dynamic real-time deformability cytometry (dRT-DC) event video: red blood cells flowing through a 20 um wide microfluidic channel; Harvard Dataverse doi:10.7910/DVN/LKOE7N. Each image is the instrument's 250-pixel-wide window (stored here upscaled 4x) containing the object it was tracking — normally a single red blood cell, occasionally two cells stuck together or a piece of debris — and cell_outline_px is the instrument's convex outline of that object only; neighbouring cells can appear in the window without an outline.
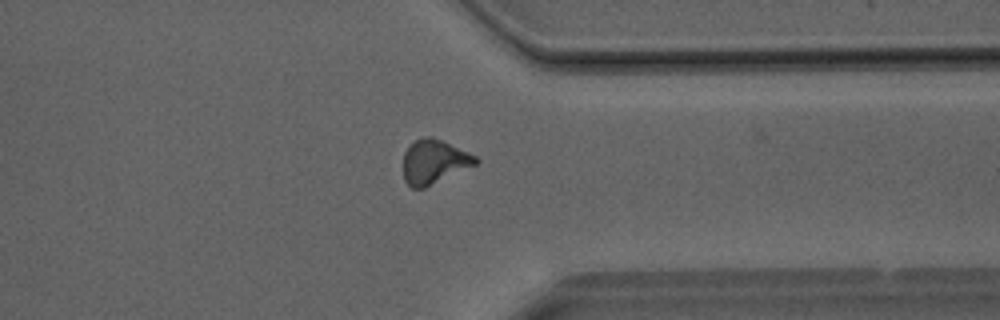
{"species": "Egyptian fruit bat (a non-hibernating species)", "species_latin": "Rousettus aegyptiacus", "temperature_condition": "room temperature", "stored_images_in_passage": 33, "camera_frame_rate_fps": 3000, "um_per_image_px": 0.085, "animal": {"sex": "male"}, "frame": {"image": 1, "passage_image": 32, "time_ms": 10.333, "image_size_px": [1000, 320], "cell_outline_px": [[480, 160], [476, 164], [424, 188], [412, 188], [404, 180], [404, 152], [416, 140], [428, 136], [432, 136], [468, 152], [476, 156]], "centroid_in_image_um": [36.9, 13.75], "position_along_channel_um": 374.5, "area_um2": 18.26}}